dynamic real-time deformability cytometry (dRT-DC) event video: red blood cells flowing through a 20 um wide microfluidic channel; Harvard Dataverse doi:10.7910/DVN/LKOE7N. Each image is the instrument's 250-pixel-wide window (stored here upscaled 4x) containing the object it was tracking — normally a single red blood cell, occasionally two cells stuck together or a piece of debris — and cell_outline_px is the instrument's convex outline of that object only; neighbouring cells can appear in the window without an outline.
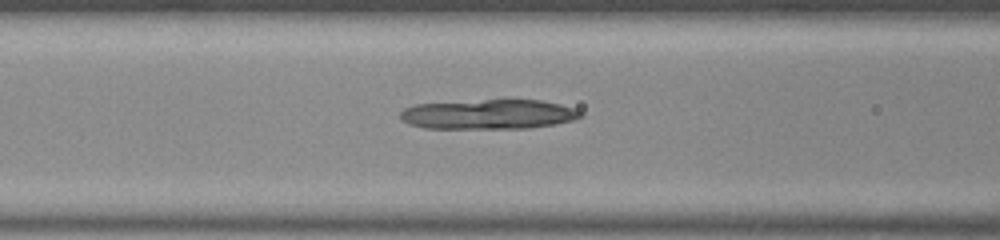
{"species": "common noctule bat (a hibernating species)", "species_latin": "Nyctalus noctula", "temperature_condition": "room temperature", "stored_images_in_passage": 49, "camera_frame_rate_fps": 3000, "um_per_image_px": 0.085, "animal": {"sex": "male", "body_mass_g": 20.0, "forearm_length_mm": 53.3}, "frame": {"image": 1, "passage_image": 18, "time_ms": 5.667, "image_size_px": [1000, 240], "cell_outline_px": [[584, 116], [576, 120], [556, 124], [528, 128], [424, 128], [408, 124], [400, 120], [400, 112], [404, 108], [416, 104], [484, 100], [540, 100], [560, 104], [572, 108], [580, 112]], "centroid_in_image_um": [41.52, 9.72], "position_along_channel_um": 125.1, "area_um2": 31.21}}
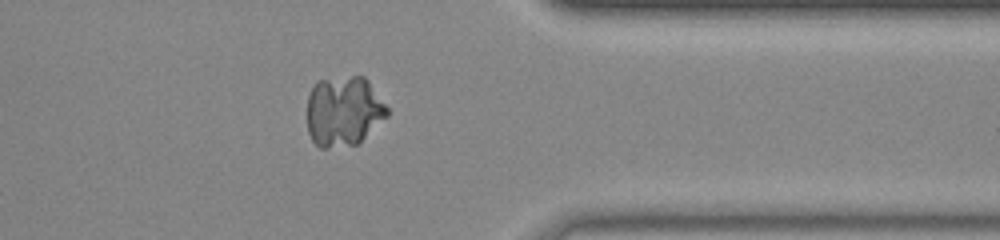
{"frame": {"image": 2, "passage_image": 39, "time_ms": 12.667, "image_size_px": [1000, 240], "cell_outline_px": [[388, 116], [356, 144], [324, 148], [320, 148], [312, 140], [308, 132], [308, 96], [316, 80], [352, 76], [364, 76], [368, 80], [388, 108]], "centroid_in_image_um": [29.2, 9.43], "position_along_channel_um": 382.2, "area_um2": 32.54}}
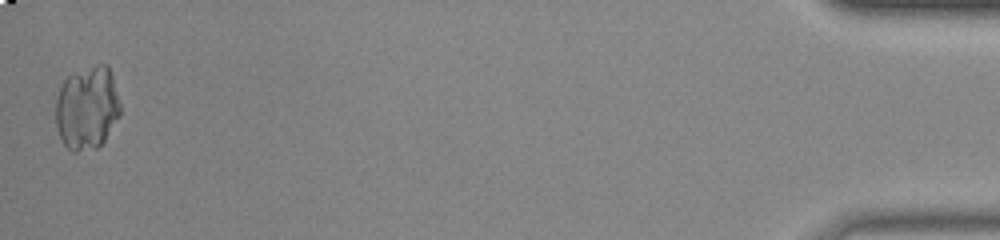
{"frame": {"image": 3, "passage_image": 49, "time_ms": 16.0, "image_size_px": [1000, 240], "cell_outline_px": [[120, 116], [104, 140], [96, 148], [76, 152], [72, 152], [60, 140], [56, 128], [56, 100], [60, 84], [72, 72], [96, 64], [108, 64], [112, 76], [120, 104]], "centroid_in_image_um": [7.38, 9.16], "position_along_channel_um": 427.8, "area_um2": 31.73}}